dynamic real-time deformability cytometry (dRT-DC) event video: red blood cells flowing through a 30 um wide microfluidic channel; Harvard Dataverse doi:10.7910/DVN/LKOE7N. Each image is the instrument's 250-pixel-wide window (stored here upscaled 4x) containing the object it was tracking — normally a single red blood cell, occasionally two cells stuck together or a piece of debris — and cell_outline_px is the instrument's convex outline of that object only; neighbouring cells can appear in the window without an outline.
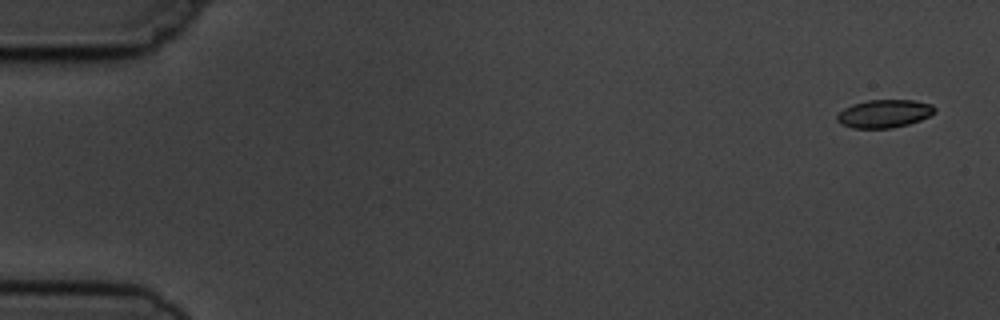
{"species": "common noctule bat (a hibernating species)", "species_latin": "Nyctalus noctula", "temperature_condition": "cold", "stored_images_in_passage": 6, "segment_of_instrument_passage": [1, 2], "camera_frame_rate_fps": 3000, "um_per_image_px": 0.085, "animal": {"sex": "male", "body_mass_g": 19.5, "forearm_length_mm": 54.6}, "frame": {"image": 1, "passage_image": 1, "time_ms": 0.0, "image_size_px": [1000, 320], "cell_outline_px": [[936, 112], [920, 120], [908, 124], [892, 128], [852, 128], [840, 124], [836, 120], [836, 116], [844, 108], [852, 104], [868, 100], [916, 100], [932, 104], [936, 108]], "centroid_in_image_um": [75.16, 9.66], "position_along_channel_um": 9.8, "area_um2": 16.07}}
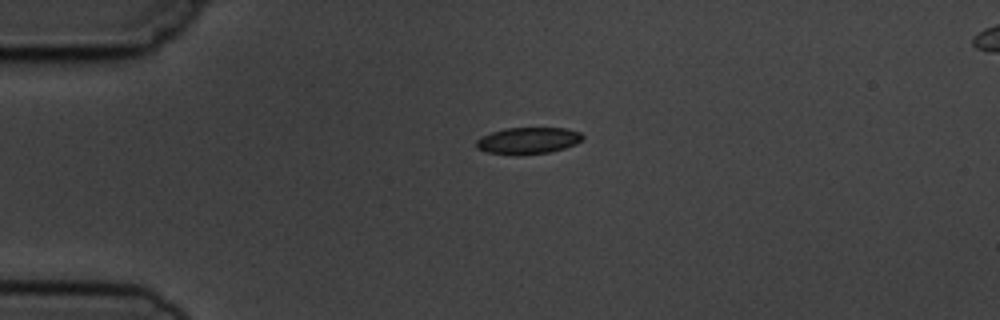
{"frame": {"image": 2, "passage_image": 4, "time_ms": 3.667, "image_size_px": [1000, 320], "cell_outline_px": [[584, 140], [576, 144], [564, 148], [548, 152], [520, 156], [516, 156], [484, 152], [476, 148], [476, 140], [480, 136], [504, 128], [564, 128], [580, 132], [584, 136]], "centroid_in_image_um": [44.85, 11.97], "position_along_channel_um": 40.1, "area_um2": 16.88}}